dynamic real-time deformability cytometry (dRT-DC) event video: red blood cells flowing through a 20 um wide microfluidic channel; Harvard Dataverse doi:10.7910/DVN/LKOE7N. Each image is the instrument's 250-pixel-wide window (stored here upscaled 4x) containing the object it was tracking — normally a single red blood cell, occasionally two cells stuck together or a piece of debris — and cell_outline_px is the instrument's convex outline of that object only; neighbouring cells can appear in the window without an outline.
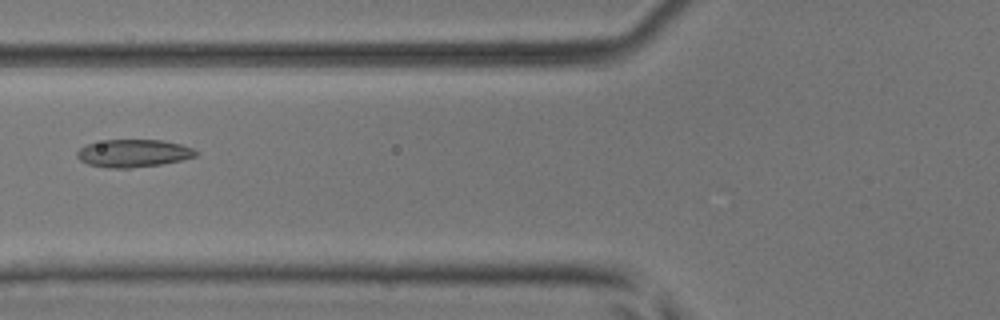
{"species": "common noctule bat (a hibernating species)", "species_latin": "Nyctalus noctula", "temperature_condition": "room temperature", "stored_images_in_passage": 6, "camera_frame_rate_fps": 3000, "um_per_image_px": 0.085, "animal": {"sex": "male", "body_mass_g": 17.9, "forearm_length_mm": 54.2}, "frame": {"image": 1, "passage_image": 6, "time_ms": 1.667, "image_size_px": [1000, 320], "cell_outline_px": [[200, 152], [196, 156], [180, 160], [160, 164], [128, 168], [108, 168], [88, 164], [80, 160], [76, 156], [76, 152], [80, 148], [88, 144], [104, 140], [160, 140], [180, 144], [192, 148]], "centroid_in_image_um": [11.33, 13.02], "position_along_channel_um": 114.5, "area_um2": 19.02}}